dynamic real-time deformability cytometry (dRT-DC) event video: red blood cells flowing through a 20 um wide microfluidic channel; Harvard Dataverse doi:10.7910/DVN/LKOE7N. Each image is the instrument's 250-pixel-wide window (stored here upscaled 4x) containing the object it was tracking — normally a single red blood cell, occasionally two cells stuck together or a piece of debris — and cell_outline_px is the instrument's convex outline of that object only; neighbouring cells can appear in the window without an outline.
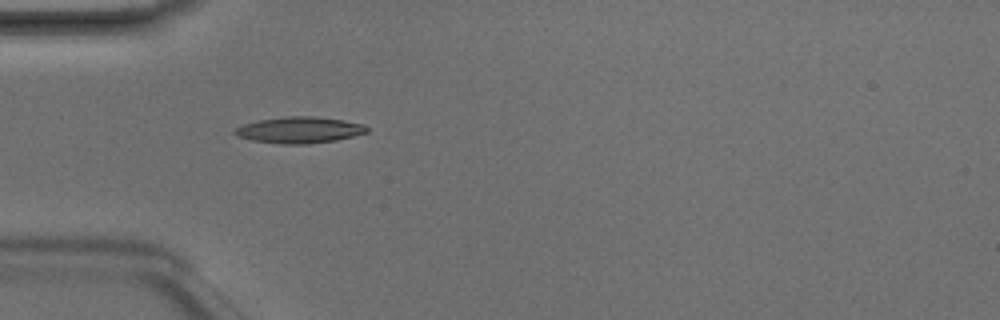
{"species": "Egyptian fruit bat (a non-hibernating species)", "species_latin": "Rousettus aegyptiacus", "temperature_condition": "room temperature", "stored_images_in_passage": 34, "camera_frame_rate_fps": 3000, "um_per_image_px": 0.085, "animal": {"sex": "male"}, "frame": {"image": 1, "passage_image": 1, "time_ms": 0.0, "image_size_px": [1000, 320], "cell_outline_px": [[368, 132], [336, 140], [308, 144], [284, 144], [252, 140], [236, 136], [232, 132], [236, 128], [244, 124], [260, 120], [284, 116], [312, 116], [344, 120], [364, 124], [368, 128]], "centroid_in_image_um": [25.45, 11.04], "position_along_channel_um": 59.5, "area_um2": 20.17}}
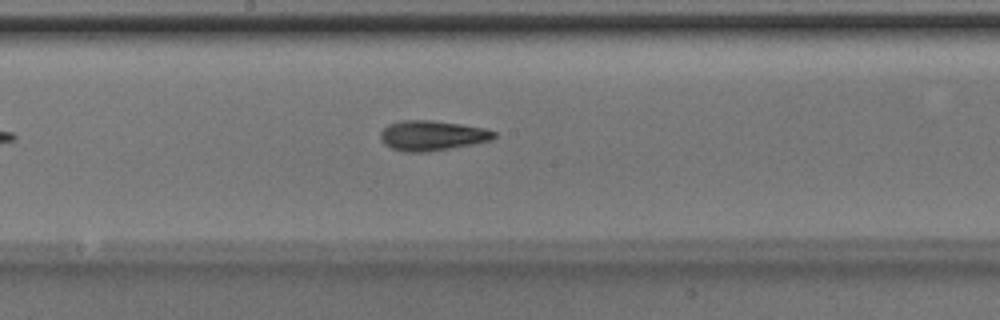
{"frame": {"image": 2, "passage_image": 12, "time_ms": 3.667, "image_size_px": [1000, 320], "cell_outline_px": [[496, 136], [492, 140], [472, 144], [424, 152], [404, 152], [392, 148], [384, 144], [380, 140], [380, 132], [388, 124], [400, 120], [432, 120], [460, 124], [484, 128], [496, 132]], "centroid_in_image_um": [36.69, 11.51], "position_along_channel_um": 211.5, "area_um2": 19.83}}
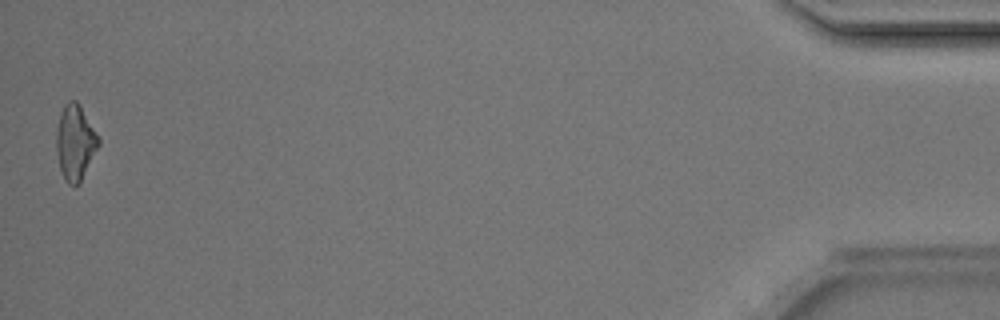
{"frame": {"image": 3, "passage_image": 34, "time_ms": 11.0, "image_size_px": [1000, 320], "cell_outline_px": [[100, 144], [80, 184], [68, 184], [64, 180], [60, 168], [56, 148], [56, 132], [60, 112], [64, 104], [68, 100], [76, 100], [80, 104], [100, 140]], "centroid_in_image_um": [6.39, 12.1], "position_along_channel_um": 428.8, "area_um2": 18.55}, "authors_computed_cell_mechanics": {"area_um2": 18.5827, "velocity_mm_per_s": 4.2235, "shape_relaxation_time_tau1_ms": 2.5175, "shape_relaxation_time_tau2_ms": 3.1742, "deformation_change_tau1": 0.1328, "deformation_change_tau2": 0.118}}